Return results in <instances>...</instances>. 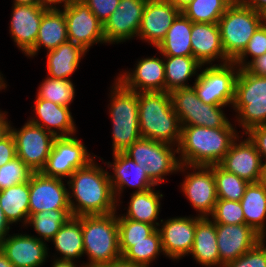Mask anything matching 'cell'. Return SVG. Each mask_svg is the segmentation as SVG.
Returning a JSON list of instances; mask_svg holds the SVG:
<instances>
[{
  "instance_id": "cell-1",
  "label": "cell",
  "mask_w": 266,
  "mask_h": 267,
  "mask_svg": "<svg viewBox=\"0 0 266 267\" xmlns=\"http://www.w3.org/2000/svg\"><path fill=\"white\" fill-rule=\"evenodd\" d=\"M65 182L68 186L72 217L117 212V201L109 180V172L98 165L95 159L75 170Z\"/></svg>"
},
{
  "instance_id": "cell-2",
  "label": "cell",
  "mask_w": 266,
  "mask_h": 267,
  "mask_svg": "<svg viewBox=\"0 0 266 267\" xmlns=\"http://www.w3.org/2000/svg\"><path fill=\"white\" fill-rule=\"evenodd\" d=\"M239 132L231 122L223 128L182 126L178 145L180 164L190 166L218 165Z\"/></svg>"
},
{
  "instance_id": "cell-3",
  "label": "cell",
  "mask_w": 266,
  "mask_h": 267,
  "mask_svg": "<svg viewBox=\"0 0 266 267\" xmlns=\"http://www.w3.org/2000/svg\"><path fill=\"white\" fill-rule=\"evenodd\" d=\"M138 115L143 138L178 147L182 126L174 111L170 92L138 93Z\"/></svg>"
},
{
  "instance_id": "cell-4",
  "label": "cell",
  "mask_w": 266,
  "mask_h": 267,
  "mask_svg": "<svg viewBox=\"0 0 266 267\" xmlns=\"http://www.w3.org/2000/svg\"><path fill=\"white\" fill-rule=\"evenodd\" d=\"M84 254L87 267H98L122 258L119 249L117 212L82 216Z\"/></svg>"
},
{
  "instance_id": "cell-5",
  "label": "cell",
  "mask_w": 266,
  "mask_h": 267,
  "mask_svg": "<svg viewBox=\"0 0 266 267\" xmlns=\"http://www.w3.org/2000/svg\"><path fill=\"white\" fill-rule=\"evenodd\" d=\"M112 84L108 108L112 120V151L117 153L124 152L142 136L139 130L138 93L127 89L117 79Z\"/></svg>"
},
{
  "instance_id": "cell-6",
  "label": "cell",
  "mask_w": 266,
  "mask_h": 267,
  "mask_svg": "<svg viewBox=\"0 0 266 267\" xmlns=\"http://www.w3.org/2000/svg\"><path fill=\"white\" fill-rule=\"evenodd\" d=\"M233 110L237 124L245 134L251 128L266 125V76H257L240 68L235 81Z\"/></svg>"
},
{
  "instance_id": "cell-7",
  "label": "cell",
  "mask_w": 266,
  "mask_h": 267,
  "mask_svg": "<svg viewBox=\"0 0 266 267\" xmlns=\"http://www.w3.org/2000/svg\"><path fill=\"white\" fill-rule=\"evenodd\" d=\"M263 24V15L244 5L232 2L218 21L226 57L233 62L245 49L250 38Z\"/></svg>"
},
{
  "instance_id": "cell-8",
  "label": "cell",
  "mask_w": 266,
  "mask_h": 267,
  "mask_svg": "<svg viewBox=\"0 0 266 267\" xmlns=\"http://www.w3.org/2000/svg\"><path fill=\"white\" fill-rule=\"evenodd\" d=\"M160 141L139 138L123 153L144 167L148 177L158 186L166 175L179 172L178 148Z\"/></svg>"
},
{
  "instance_id": "cell-9",
  "label": "cell",
  "mask_w": 266,
  "mask_h": 267,
  "mask_svg": "<svg viewBox=\"0 0 266 267\" xmlns=\"http://www.w3.org/2000/svg\"><path fill=\"white\" fill-rule=\"evenodd\" d=\"M170 95L181 126L223 128L230 123L222 110L226 106L204 103L197 96L193 86L174 89Z\"/></svg>"
},
{
  "instance_id": "cell-10",
  "label": "cell",
  "mask_w": 266,
  "mask_h": 267,
  "mask_svg": "<svg viewBox=\"0 0 266 267\" xmlns=\"http://www.w3.org/2000/svg\"><path fill=\"white\" fill-rule=\"evenodd\" d=\"M202 67L193 82L199 99L206 104L232 107L235 81L240 68L234 62Z\"/></svg>"
},
{
  "instance_id": "cell-11",
  "label": "cell",
  "mask_w": 266,
  "mask_h": 267,
  "mask_svg": "<svg viewBox=\"0 0 266 267\" xmlns=\"http://www.w3.org/2000/svg\"><path fill=\"white\" fill-rule=\"evenodd\" d=\"M88 151L82 140L76 136L56 137L41 173L65 180V177L69 178L75 170L86 166L97 157Z\"/></svg>"
},
{
  "instance_id": "cell-12",
  "label": "cell",
  "mask_w": 266,
  "mask_h": 267,
  "mask_svg": "<svg viewBox=\"0 0 266 267\" xmlns=\"http://www.w3.org/2000/svg\"><path fill=\"white\" fill-rule=\"evenodd\" d=\"M189 168V169H188ZM193 172H186V170ZM179 171L185 173L180 188L200 217H209L217 202L216 181L211 166H188L181 164Z\"/></svg>"
},
{
  "instance_id": "cell-13",
  "label": "cell",
  "mask_w": 266,
  "mask_h": 267,
  "mask_svg": "<svg viewBox=\"0 0 266 267\" xmlns=\"http://www.w3.org/2000/svg\"><path fill=\"white\" fill-rule=\"evenodd\" d=\"M68 40L84 50L94 44H105L103 24L82 0H68L63 6Z\"/></svg>"
},
{
  "instance_id": "cell-14",
  "label": "cell",
  "mask_w": 266,
  "mask_h": 267,
  "mask_svg": "<svg viewBox=\"0 0 266 267\" xmlns=\"http://www.w3.org/2000/svg\"><path fill=\"white\" fill-rule=\"evenodd\" d=\"M11 134L16 143V154L33 172H41L56 138L52 133L44 130L27 120L22 128L11 125Z\"/></svg>"
},
{
  "instance_id": "cell-15",
  "label": "cell",
  "mask_w": 266,
  "mask_h": 267,
  "mask_svg": "<svg viewBox=\"0 0 266 267\" xmlns=\"http://www.w3.org/2000/svg\"><path fill=\"white\" fill-rule=\"evenodd\" d=\"M70 210L68 189L63 179L33 172L29 178V213Z\"/></svg>"
},
{
  "instance_id": "cell-16",
  "label": "cell",
  "mask_w": 266,
  "mask_h": 267,
  "mask_svg": "<svg viewBox=\"0 0 266 267\" xmlns=\"http://www.w3.org/2000/svg\"><path fill=\"white\" fill-rule=\"evenodd\" d=\"M199 218L200 216L196 215L194 217H172L167 220H160L157 229L161 236L165 257L179 261L186 255L189 256L194 244L196 222Z\"/></svg>"
},
{
  "instance_id": "cell-17",
  "label": "cell",
  "mask_w": 266,
  "mask_h": 267,
  "mask_svg": "<svg viewBox=\"0 0 266 267\" xmlns=\"http://www.w3.org/2000/svg\"><path fill=\"white\" fill-rule=\"evenodd\" d=\"M147 0H120L103 25L106 44H118L137 37Z\"/></svg>"
},
{
  "instance_id": "cell-18",
  "label": "cell",
  "mask_w": 266,
  "mask_h": 267,
  "mask_svg": "<svg viewBox=\"0 0 266 267\" xmlns=\"http://www.w3.org/2000/svg\"><path fill=\"white\" fill-rule=\"evenodd\" d=\"M243 136L244 134L233 141L229 151L218 165L249 183H257L260 178L262 159L255 144L248 136L243 140Z\"/></svg>"
},
{
  "instance_id": "cell-19",
  "label": "cell",
  "mask_w": 266,
  "mask_h": 267,
  "mask_svg": "<svg viewBox=\"0 0 266 267\" xmlns=\"http://www.w3.org/2000/svg\"><path fill=\"white\" fill-rule=\"evenodd\" d=\"M113 162H105L107 168L112 169L109 173L112 190L117 201L121 205L120 196L126 187L136 188L134 192H143L157 186L147 175L144 167H140L134 160L130 159L123 152L112 153ZM120 203H119V202ZM120 204V205H119Z\"/></svg>"
},
{
  "instance_id": "cell-20",
  "label": "cell",
  "mask_w": 266,
  "mask_h": 267,
  "mask_svg": "<svg viewBox=\"0 0 266 267\" xmlns=\"http://www.w3.org/2000/svg\"><path fill=\"white\" fill-rule=\"evenodd\" d=\"M179 13L167 0H147L137 39L157 48Z\"/></svg>"
},
{
  "instance_id": "cell-21",
  "label": "cell",
  "mask_w": 266,
  "mask_h": 267,
  "mask_svg": "<svg viewBox=\"0 0 266 267\" xmlns=\"http://www.w3.org/2000/svg\"><path fill=\"white\" fill-rule=\"evenodd\" d=\"M161 56L141 58L133 70L118 74L116 79L124 87L137 93L165 91L164 56Z\"/></svg>"
},
{
  "instance_id": "cell-22",
  "label": "cell",
  "mask_w": 266,
  "mask_h": 267,
  "mask_svg": "<svg viewBox=\"0 0 266 267\" xmlns=\"http://www.w3.org/2000/svg\"><path fill=\"white\" fill-rule=\"evenodd\" d=\"M47 243L31 234H11L1 243L0 250L14 267H40L48 255Z\"/></svg>"
},
{
  "instance_id": "cell-23",
  "label": "cell",
  "mask_w": 266,
  "mask_h": 267,
  "mask_svg": "<svg viewBox=\"0 0 266 267\" xmlns=\"http://www.w3.org/2000/svg\"><path fill=\"white\" fill-rule=\"evenodd\" d=\"M216 234L220 267L232 260H236L263 239L245 223L216 224Z\"/></svg>"
},
{
  "instance_id": "cell-24",
  "label": "cell",
  "mask_w": 266,
  "mask_h": 267,
  "mask_svg": "<svg viewBox=\"0 0 266 267\" xmlns=\"http://www.w3.org/2000/svg\"><path fill=\"white\" fill-rule=\"evenodd\" d=\"M48 8L44 5L13 4L9 32L24 55L35 46L43 14Z\"/></svg>"
},
{
  "instance_id": "cell-25",
  "label": "cell",
  "mask_w": 266,
  "mask_h": 267,
  "mask_svg": "<svg viewBox=\"0 0 266 267\" xmlns=\"http://www.w3.org/2000/svg\"><path fill=\"white\" fill-rule=\"evenodd\" d=\"M191 46L193 57L202 65H213L218 59L220 64L231 62L224 53L218 23H193Z\"/></svg>"
},
{
  "instance_id": "cell-26",
  "label": "cell",
  "mask_w": 266,
  "mask_h": 267,
  "mask_svg": "<svg viewBox=\"0 0 266 267\" xmlns=\"http://www.w3.org/2000/svg\"><path fill=\"white\" fill-rule=\"evenodd\" d=\"M34 109L36 116L28 119L31 123L41 126L55 137H69L76 135L77 127L69 107L60 106L41 99L36 95Z\"/></svg>"
},
{
  "instance_id": "cell-27",
  "label": "cell",
  "mask_w": 266,
  "mask_h": 267,
  "mask_svg": "<svg viewBox=\"0 0 266 267\" xmlns=\"http://www.w3.org/2000/svg\"><path fill=\"white\" fill-rule=\"evenodd\" d=\"M66 41H68L67 23L63 10L60 7L48 8L43 14L35 46L26 56L32 58L38 55L41 47L49 51Z\"/></svg>"
},
{
  "instance_id": "cell-28",
  "label": "cell",
  "mask_w": 266,
  "mask_h": 267,
  "mask_svg": "<svg viewBox=\"0 0 266 267\" xmlns=\"http://www.w3.org/2000/svg\"><path fill=\"white\" fill-rule=\"evenodd\" d=\"M190 254L199 265L220 267L216 224L210 217H200L197 220L194 244Z\"/></svg>"
},
{
  "instance_id": "cell-29",
  "label": "cell",
  "mask_w": 266,
  "mask_h": 267,
  "mask_svg": "<svg viewBox=\"0 0 266 267\" xmlns=\"http://www.w3.org/2000/svg\"><path fill=\"white\" fill-rule=\"evenodd\" d=\"M86 53L87 51L81 46L69 40L47 51V76L53 79L71 80L70 77L78 69L81 58Z\"/></svg>"
},
{
  "instance_id": "cell-30",
  "label": "cell",
  "mask_w": 266,
  "mask_h": 267,
  "mask_svg": "<svg viewBox=\"0 0 266 267\" xmlns=\"http://www.w3.org/2000/svg\"><path fill=\"white\" fill-rule=\"evenodd\" d=\"M245 224L266 239V188L257 183H249L240 200Z\"/></svg>"
},
{
  "instance_id": "cell-31",
  "label": "cell",
  "mask_w": 266,
  "mask_h": 267,
  "mask_svg": "<svg viewBox=\"0 0 266 267\" xmlns=\"http://www.w3.org/2000/svg\"><path fill=\"white\" fill-rule=\"evenodd\" d=\"M57 253L55 259L75 261L84 255L82 216L71 217L51 240ZM75 259V260H74Z\"/></svg>"
},
{
  "instance_id": "cell-32",
  "label": "cell",
  "mask_w": 266,
  "mask_h": 267,
  "mask_svg": "<svg viewBox=\"0 0 266 267\" xmlns=\"http://www.w3.org/2000/svg\"><path fill=\"white\" fill-rule=\"evenodd\" d=\"M193 22L182 12L174 19L166 37L156 49L163 56H193L191 30Z\"/></svg>"
},
{
  "instance_id": "cell-33",
  "label": "cell",
  "mask_w": 266,
  "mask_h": 267,
  "mask_svg": "<svg viewBox=\"0 0 266 267\" xmlns=\"http://www.w3.org/2000/svg\"><path fill=\"white\" fill-rule=\"evenodd\" d=\"M163 194L159 190L150 188L143 192H133L128 202V209L125 214H121L124 218L134 221H139L154 225L156 228L159 226V212L161 207V200Z\"/></svg>"
},
{
  "instance_id": "cell-34",
  "label": "cell",
  "mask_w": 266,
  "mask_h": 267,
  "mask_svg": "<svg viewBox=\"0 0 266 267\" xmlns=\"http://www.w3.org/2000/svg\"><path fill=\"white\" fill-rule=\"evenodd\" d=\"M0 207L9 223L22 222L26 227L29 213V181L0 191Z\"/></svg>"
},
{
  "instance_id": "cell-35",
  "label": "cell",
  "mask_w": 266,
  "mask_h": 267,
  "mask_svg": "<svg viewBox=\"0 0 266 267\" xmlns=\"http://www.w3.org/2000/svg\"><path fill=\"white\" fill-rule=\"evenodd\" d=\"M165 66V91L171 92L174 89L190 87L188 84L193 76H198V69L202 64L193 56H164Z\"/></svg>"
},
{
  "instance_id": "cell-36",
  "label": "cell",
  "mask_w": 266,
  "mask_h": 267,
  "mask_svg": "<svg viewBox=\"0 0 266 267\" xmlns=\"http://www.w3.org/2000/svg\"><path fill=\"white\" fill-rule=\"evenodd\" d=\"M119 249L125 261L149 267L163 253L159 230L156 229L145 241L119 242Z\"/></svg>"
},
{
  "instance_id": "cell-37",
  "label": "cell",
  "mask_w": 266,
  "mask_h": 267,
  "mask_svg": "<svg viewBox=\"0 0 266 267\" xmlns=\"http://www.w3.org/2000/svg\"><path fill=\"white\" fill-rule=\"evenodd\" d=\"M72 217L71 210H45L28 217L27 226H32L37 239L50 242L55 234Z\"/></svg>"
},
{
  "instance_id": "cell-38",
  "label": "cell",
  "mask_w": 266,
  "mask_h": 267,
  "mask_svg": "<svg viewBox=\"0 0 266 267\" xmlns=\"http://www.w3.org/2000/svg\"><path fill=\"white\" fill-rule=\"evenodd\" d=\"M230 4L229 0H194L182 13L193 23H218Z\"/></svg>"
},
{
  "instance_id": "cell-39",
  "label": "cell",
  "mask_w": 266,
  "mask_h": 267,
  "mask_svg": "<svg viewBox=\"0 0 266 267\" xmlns=\"http://www.w3.org/2000/svg\"><path fill=\"white\" fill-rule=\"evenodd\" d=\"M37 96L54 104L69 107L75 98V86L72 80L46 77L39 85Z\"/></svg>"
},
{
  "instance_id": "cell-40",
  "label": "cell",
  "mask_w": 266,
  "mask_h": 267,
  "mask_svg": "<svg viewBox=\"0 0 266 267\" xmlns=\"http://www.w3.org/2000/svg\"><path fill=\"white\" fill-rule=\"evenodd\" d=\"M216 181L217 199L240 201L249 182L235 174L229 173L219 165H213Z\"/></svg>"
},
{
  "instance_id": "cell-41",
  "label": "cell",
  "mask_w": 266,
  "mask_h": 267,
  "mask_svg": "<svg viewBox=\"0 0 266 267\" xmlns=\"http://www.w3.org/2000/svg\"><path fill=\"white\" fill-rule=\"evenodd\" d=\"M119 227V242H140L145 241L157 228L154 225L134 221L117 215Z\"/></svg>"
},
{
  "instance_id": "cell-42",
  "label": "cell",
  "mask_w": 266,
  "mask_h": 267,
  "mask_svg": "<svg viewBox=\"0 0 266 267\" xmlns=\"http://www.w3.org/2000/svg\"><path fill=\"white\" fill-rule=\"evenodd\" d=\"M33 171L19 158L0 167V191L13 185L29 181Z\"/></svg>"
},
{
  "instance_id": "cell-43",
  "label": "cell",
  "mask_w": 266,
  "mask_h": 267,
  "mask_svg": "<svg viewBox=\"0 0 266 267\" xmlns=\"http://www.w3.org/2000/svg\"><path fill=\"white\" fill-rule=\"evenodd\" d=\"M209 217L215 224L245 223L240 201L217 199L213 213Z\"/></svg>"
},
{
  "instance_id": "cell-44",
  "label": "cell",
  "mask_w": 266,
  "mask_h": 267,
  "mask_svg": "<svg viewBox=\"0 0 266 267\" xmlns=\"http://www.w3.org/2000/svg\"><path fill=\"white\" fill-rule=\"evenodd\" d=\"M266 53V26L263 23L250 38L244 51L233 61L239 68H246L254 59ZM252 59L247 61L248 57Z\"/></svg>"
},
{
  "instance_id": "cell-45",
  "label": "cell",
  "mask_w": 266,
  "mask_h": 267,
  "mask_svg": "<svg viewBox=\"0 0 266 267\" xmlns=\"http://www.w3.org/2000/svg\"><path fill=\"white\" fill-rule=\"evenodd\" d=\"M266 239L260 240L252 249L223 267H266Z\"/></svg>"
},
{
  "instance_id": "cell-46",
  "label": "cell",
  "mask_w": 266,
  "mask_h": 267,
  "mask_svg": "<svg viewBox=\"0 0 266 267\" xmlns=\"http://www.w3.org/2000/svg\"><path fill=\"white\" fill-rule=\"evenodd\" d=\"M92 13L104 25L113 12L117 9L120 0H82Z\"/></svg>"
},
{
  "instance_id": "cell-47",
  "label": "cell",
  "mask_w": 266,
  "mask_h": 267,
  "mask_svg": "<svg viewBox=\"0 0 266 267\" xmlns=\"http://www.w3.org/2000/svg\"><path fill=\"white\" fill-rule=\"evenodd\" d=\"M245 135L255 144L262 161H266V125L253 127Z\"/></svg>"
},
{
  "instance_id": "cell-48",
  "label": "cell",
  "mask_w": 266,
  "mask_h": 267,
  "mask_svg": "<svg viewBox=\"0 0 266 267\" xmlns=\"http://www.w3.org/2000/svg\"><path fill=\"white\" fill-rule=\"evenodd\" d=\"M17 157L16 143L13 135L10 133L0 142V167Z\"/></svg>"
},
{
  "instance_id": "cell-49",
  "label": "cell",
  "mask_w": 266,
  "mask_h": 267,
  "mask_svg": "<svg viewBox=\"0 0 266 267\" xmlns=\"http://www.w3.org/2000/svg\"><path fill=\"white\" fill-rule=\"evenodd\" d=\"M246 69L257 76H266V53L254 59Z\"/></svg>"
},
{
  "instance_id": "cell-50",
  "label": "cell",
  "mask_w": 266,
  "mask_h": 267,
  "mask_svg": "<svg viewBox=\"0 0 266 267\" xmlns=\"http://www.w3.org/2000/svg\"><path fill=\"white\" fill-rule=\"evenodd\" d=\"M7 114L8 112L4 111L0 116V142L11 133V123L7 120Z\"/></svg>"
},
{
  "instance_id": "cell-51",
  "label": "cell",
  "mask_w": 266,
  "mask_h": 267,
  "mask_svg": "<svg viewBox=\"0 0 266 267\" xmlns=\"http://www.w3.org/2000/svg\"><path fill=\"white\" fill-rule=\"evenodd\" d=\"M244 5L259 12L261 15L266 13V0H240Z\"/></svg>"
},
{
  "instance_id": "cell-52",
  "label": "cell",
  "mask_w": 266,
  "mask_h": 267,
  "mask_svg": "<svg viewBox=\"0 0 266 267\" xmlns=\"http://www.w3.org/2000/svg\"><path fill=\"white\" fill-rule=\"evenodd\" d=\"M10 225L5 217L4 211L0 207V243L9 235Z\"/></svg>"
},
{
  "instance_id": "cell-53",
  "label": "cell",
  "mask_w": 266,
  "mask_h": 267,
  "mask_svg": "<svg viewBox=\"0 0 266 267\" xmlns=\"http://www.w3.org/2000/svg\"><path fill=\"white\" fill-rule=\"evenodd\" d=\"M98 267H146V266L136 265L132 262L125 261L123 258H120L119 260Z\"/></svg>"
},
{
  "instance_id": "cell-54",
  "label": "cell",
  "mask_w": 266,
  "mask_h": 267,
  "mask_svg": "<svg viewBox=\"0 0 266 267\" xmlns=\"http://www.w3.org/2000/svg\"><path fill=\"white\" fill-rule=\"evenodd\" d=\"M51 267H87L84 263L81 266L75 264L76 261L53 259Z\"/></svg>"
},
{
  "instance_id": "cell-55",
  "label": "cell",
  "mask_w": 266,
  "mask_h": 267,
  "mask_svg": "<svg viewBox=\"0 0 266 267\" xmlns=\"http://www.w3.org/2000/svg\"><path fill=\"white\" fill-rule=\"evenodd\" d=\"M170 4H172L175 8H177L180 12L189 5L194 0H167Z\"/></svg>"
},
{
  "instance_id": "cell-56",
  "label": "cell",
  "mask_w": 266,
  "mask_h": 267,
  "mask_svg": "<svg viewBox=\"0 0 266 267\" xmlns=\"http://www.w3.org/2000/svg\"><path fill=\"white\" fill-rule=\"evenodd\" d=\"M40 3L44 6H47L49 8L51 7H61V5L63 6L68 0H39Z\"/></svg>"
},
{
  "instance_id": "cell-57",
  "label": "cell",
  "mask_w": 266,
  "mask_h": 267,
  "mask_svg": "<svg viewBox=\"0 0 266 267\" xmlns=\"http://www.w3.org/2000/svg\"><path fill=\"white\" fill-rule=\"evenodd\" d=\"M258 182L266 188V161H262L261 173Z\"/></svg>"
},
{
  "instance_id": "cell-58",
  "label": "cell",
  "mask_w": 266,
  "mask_h": 267,
  "mask_svg": "<svg viewBox=\"0 0 266 267\" xmlns=\"http://www.w3.org/2000/svg\"><path fill=\"white\" fill-rule=\"evenodd\" d=\"M16 5H42L39 0H13Z\"/></svg>"
},
{
  "instance_id": "cell-59",
  "label": "cell",
  "mask_w": 266,
  "mask_h": 267,
  "mask_svg": "<svg viewBox=\"0 0 266 267\" xmlns=\"http://www.w3.org/2000/svg\"><path fill=\"white\" fill-rule=\"evenodd\" d=\"M0 267H14L4 253L0 250Z\"/></svg>"
},
{
  "instance_id": "cell-60",
  "label": "cell",
  "mask_w": 266,
  "mask_h": 267,
  "mask_svg": "<svg viewBox=\"0 0 266 267\" xmlns=\"http://www.w3.org/2000/svg\"><path fill=\"white\" fill-rule=\"evenodd\" d=\"M5 78L3 77V74L0 72V88L4 89L7 88V85L5 83Z\"/></svg>"
},
{
  "instance_id": "cell-61",
  "label": "cell",
  "mask_w": 266,
  "mask_h": 267,
  "mask_svg": "<svg viewBox=\"0 0 266 267\" xmlns=\"http://www.w3.org/2000/svg\"><path fill=\"white\" fill-rule=\"evenodd\" d=\"M263 23H264L265 26H266V13L263 14Z\"/></svg>"
},
{
  "instance_id": "cell-62",
  "label": "cell",
  "mask_w": 266,
  "mask_h": 267,
  "mask_svg": "<svg viewBox=\"0 0 266 267\" xmlns=\"http://www.w3.org/2000/svg\"><path fill=\"white\" fill-rule=\"evenodd\" d=\"M0 90L2 91V89L0 88ZM4 112L2 110H0V116L3 114Z\"/></svg>"
}]
</instances>
